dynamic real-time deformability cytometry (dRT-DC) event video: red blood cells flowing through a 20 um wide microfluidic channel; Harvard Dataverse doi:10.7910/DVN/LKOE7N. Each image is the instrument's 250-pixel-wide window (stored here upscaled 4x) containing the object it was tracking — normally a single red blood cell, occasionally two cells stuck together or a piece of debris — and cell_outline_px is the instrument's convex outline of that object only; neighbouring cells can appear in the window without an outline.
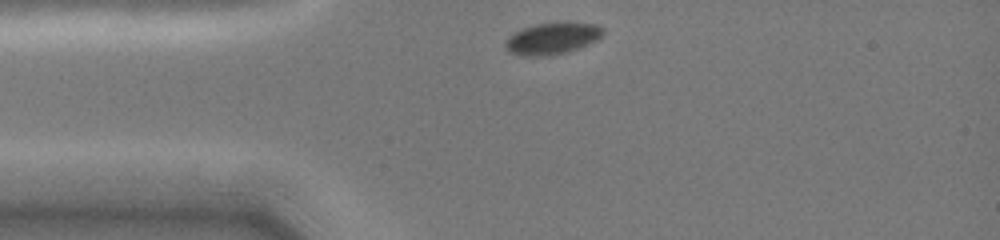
{"species": "common noctule bat (a hibernating species)", "species_latin": "Nyctalus noctula", "temperature_condition": "cold", "stored_images_in_passage": 31, "camera_frame_rate_fps": 3000, "um_per_image_px": 0.085, "animal": {"sex": "female", "body_mass_g": 19.0, "forearm_length_mm": 51.5}, "frame": {"image": 1, "passage_image": 1, "time_ms": 0.0, "image_size_px": [1000, 240], "cell_outline_px": [[604, 32], [596, 40], [576, 48], [564, 52], [540, 56], [528, 56], [508, 52], [504, 44], [508, 36], [512, 32], [536, 24], [556, 20], [568, 20], [596, 24], [604, 28]], "centroid_in_image_um": [46.93, 3.2], "position_along_channel_um": 38.1, "area_um2": 18.32}}
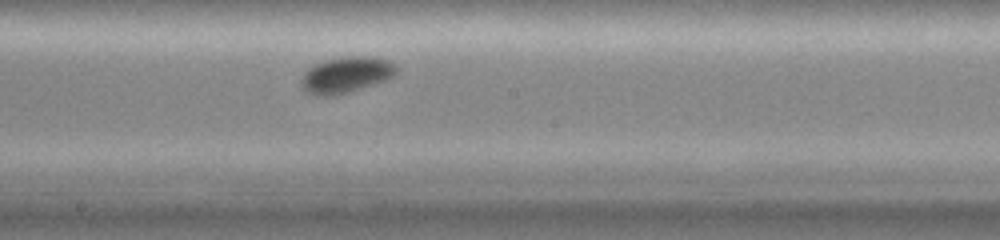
{"frame": {"image": 2, "passage_image": 16, "time_ms": 5.0, "image_size_px": [1000, 240], "cell_outline_px": [[396, 72], [392, 76], [384, 80], [348, 92], [332, 96], [316, 96], [308, 92], [300, 84], [300, 80], [304, 72], [308, 68], [324, 60], [344, 56], [372, 56], [388, 60], [396, 68]], "centroid_in_image_um": [29.36, 6.35], "position_along_channel_um": 218.8, "area_um2": 19.77}}
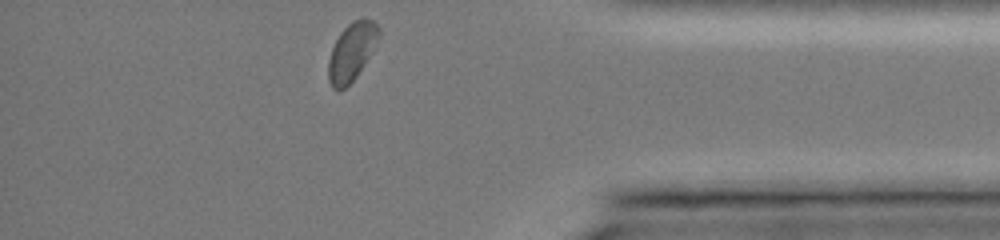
{"frame": {"image": 3, "passage_image": 31, "time_ms": 10.0, "image_size_px": [1000, 240], "cell_outline_px": [[380, 36], [356, 76], [340, 92], [336, 92], [332, 88], [328, 80], [328, 60], [332, 48], [340, 32], [352, 20], [364, 16], [372, 20], [380, 28]], "centroid_in_image_um": [29.87, 4.37], "position_along_channel_um": 405.3, "area_um2": 16.99}}